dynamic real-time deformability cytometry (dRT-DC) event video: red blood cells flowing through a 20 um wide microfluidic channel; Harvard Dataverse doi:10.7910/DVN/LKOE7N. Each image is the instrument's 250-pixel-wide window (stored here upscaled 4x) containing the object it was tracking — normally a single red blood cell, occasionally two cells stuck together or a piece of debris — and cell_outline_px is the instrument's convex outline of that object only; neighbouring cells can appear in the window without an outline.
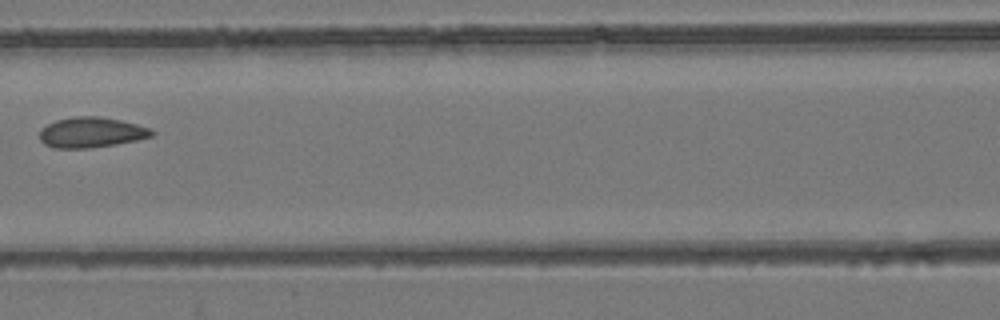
{"species": "common noctule bat (a hibernating species)", "species_latin": "Nyctalus noctula", "temperature_condition": "room temperature", "stored_images_in_passage": 5, "camera_frame_rate_fps": 3000, "um_per_image_px": 0.085, "animal": {"sex": "female", "body_mass_g": 24.6, "forearm_length_mm": 56.2}, "frame": {"image": 1, "passage_image": 3, "time_ms": 0.667, "image_size_px": [1000, 320], "cell_outline_px": [[156, 132], [152, 136], [136, 140], [116, 144], [88, 148], [52, 148], [44, 144], [40, 140], [40, 128], [56, 120], [76, 116], [100, 116], [120, 120], [152, 128]], "centroid_in_image_um": [7.76, 11.25], "position_along_channel_um": 158.8, "area_um2": 19.94}}
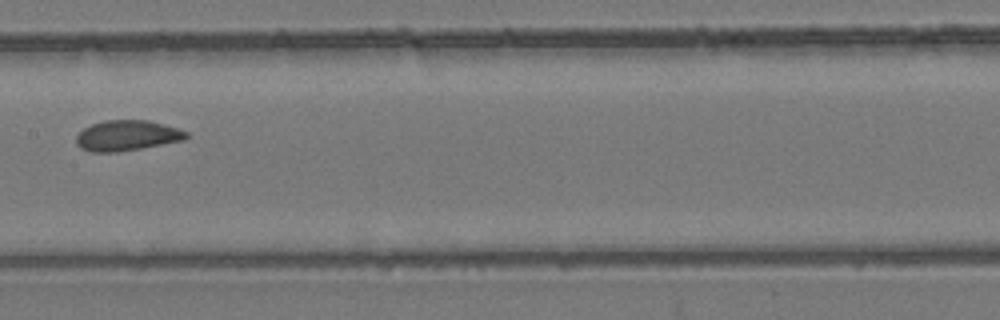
{"frame": {"image": 2, "passage_image": 4, "time_ms": 1.0, "image_size_px": [1000, 320], "cell_outline_px": [[188, 136], [184, 140], [120, 152], [92, 152], [80, 148], [76, 144], [76, 136], [84, 128], [92, 124], [104, 120], [148, 120], [164, 124], [188, 132]], "centroid_in_image_um": [10.78, 11.52], "position_along_channel_um": 196.6, "area_um2": 19.54}}
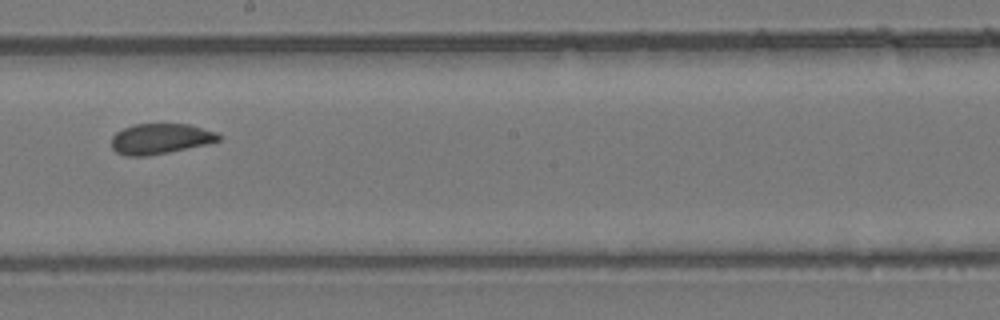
{"frame": {"image": 3, "passage_image": 5, "time_ms": 1.333, "image_size_px": [1000, 320], "cell_outline_px": [[220, 140], [208, 144], [148, 156], [124, 156], [116, 152], [112, 148], [112, 136], [116, 132], [132, 124], [188, 124], [216, 132], [220, 136]], "centroid_in_image_um": [13.6, 11.8], "position_along_channel_um": 234.6, "area_um2": 19.02}}